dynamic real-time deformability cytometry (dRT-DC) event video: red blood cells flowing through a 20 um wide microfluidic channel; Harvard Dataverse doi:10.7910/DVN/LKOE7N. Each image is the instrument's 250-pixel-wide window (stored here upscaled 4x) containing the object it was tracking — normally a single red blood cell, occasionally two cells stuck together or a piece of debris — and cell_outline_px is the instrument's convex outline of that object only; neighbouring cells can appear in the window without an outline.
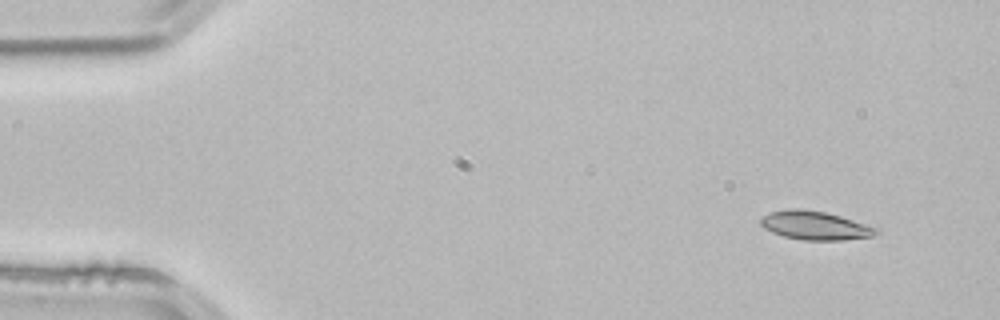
{"species": "common noctule bat (a hibernating species)", "species_latin": "Nyctalus noctula", "temperature_condition": "room temperature", "stored_images_in_passage": 3, "camera_frame_rate_fps": 3000, "um_per_image_px": 0.085, "animal": {"sex": "male", "body_mass_g": 21.5, "forearm_length_mm": 52.0}, "frame": {"image": 1, "passage_image": 1, "time_ms": 0.0, "image_size_px": [1000, 320], "cell_outline_px": [[880, 232], [872, 236], [840, 240], [804, 240], [784, 236], [772, 232], [764, 228], [760, 224], [760, 220], [768, 212], [792, 208], [800, 208], [824, 212], [840, 216], [880, 228]], "centroid_in_image_um": [69.29, 19.16], "position_along_channel_um": 15.7, "area_um2": 19.25}}